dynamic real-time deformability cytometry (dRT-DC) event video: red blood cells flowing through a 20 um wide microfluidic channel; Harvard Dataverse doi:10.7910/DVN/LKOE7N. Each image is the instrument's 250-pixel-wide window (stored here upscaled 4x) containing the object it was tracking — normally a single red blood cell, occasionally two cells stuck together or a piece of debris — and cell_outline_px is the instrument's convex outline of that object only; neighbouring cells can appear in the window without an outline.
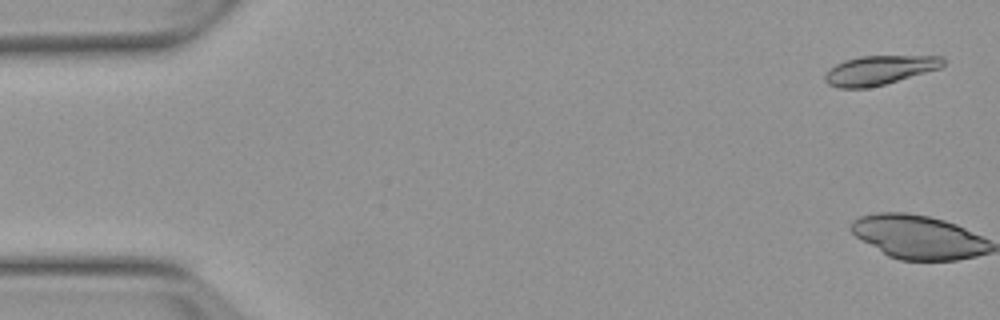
{"species": "Egyptian fruit bat (a non-hibernating species)", "species_latin": "Rousettus aegyptiacus", "temperature_condition": "warm", "stored_images_in_passage": 3, "camera_frame_rate_fps": 3000, "um_per_image_px": 0.085, "animal": {"sex": "female"}, "frame": {"image": 1, "passage_image": 2, "time_ms": 0.333, "image_size_px": [1000, 320], "cell_outline_px": [[944, 64], [940, 68], [884, 84], [868, 88], [840, 88], [828, 84], [824, 80], [824, 76], [828, 68], [844, 60], [860, 56], [944, 56]], "centroid_in_image_um": [74.71, 5.96], "position_along_channel_um": 10.3, "area_um2": 20.06}}